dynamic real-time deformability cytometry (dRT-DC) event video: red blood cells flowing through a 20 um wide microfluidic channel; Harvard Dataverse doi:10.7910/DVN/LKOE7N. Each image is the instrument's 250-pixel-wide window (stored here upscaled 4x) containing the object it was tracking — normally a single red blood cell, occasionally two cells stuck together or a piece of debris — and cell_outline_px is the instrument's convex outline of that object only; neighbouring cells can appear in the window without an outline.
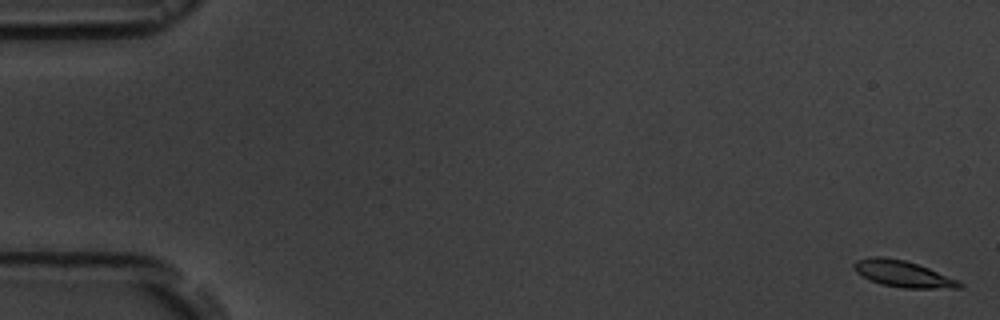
{"species": "common noctule bat (a hibernating species)", "species_latin": "Nyctalus noctula", "temperature_condition": "room temperature", "stored_images_in_passage": 5, "camera_frame_rate_fps": 3000, "um_per_image_px": 0.085, "animal": {"sex": "male", "body_mass_g": 19.5, "forearm_length_mm": 54.6}, "frame": {"image": 1, "passage_image": 1, "time_ms": 0.0, "image_size_px": [1000, 320], "cell_outline_px": [[964, 284], [960, 288], [904, 288], [880, 284], [856, 272], [852, 268], [852, 264], [856, 260], [872, 256], [884, 256], [904, 260], [928, 268], [960, 280]], "centroid_in_image_um": [76.75, 23.27], "position_along_channel_um": 8.3, "area_um2": 16.24}}
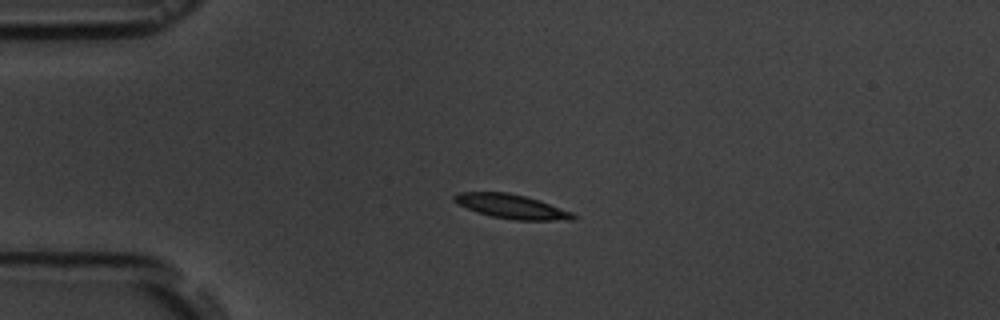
{"frame": {"image": 2, "passage_image": 4, "time_ms": 4.333, "image_size_px": [1000, 320], "cell_outline_px": [[576, 220], [516, 220], [492, 216], [476, 212], [456, 204], [452, 200], [452, 196], [456, 192], [508, 192], [540, 200], [572, 212], [576, 216]], "centroid_in_image_um": [43.44, 17.54], "position_along_channel_um": 41.6, "area_um2": 16.94}}